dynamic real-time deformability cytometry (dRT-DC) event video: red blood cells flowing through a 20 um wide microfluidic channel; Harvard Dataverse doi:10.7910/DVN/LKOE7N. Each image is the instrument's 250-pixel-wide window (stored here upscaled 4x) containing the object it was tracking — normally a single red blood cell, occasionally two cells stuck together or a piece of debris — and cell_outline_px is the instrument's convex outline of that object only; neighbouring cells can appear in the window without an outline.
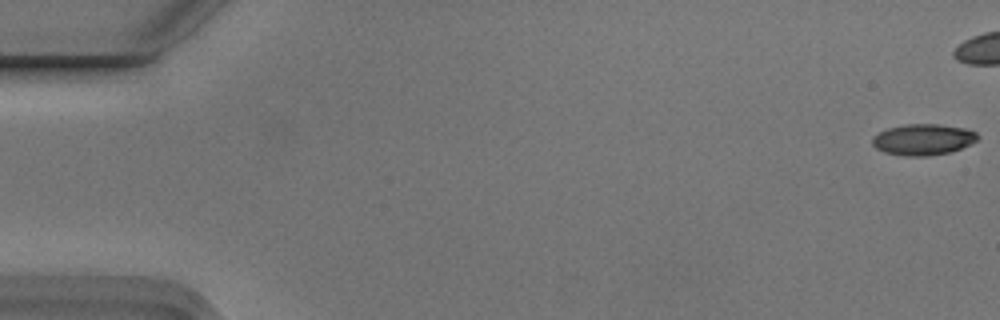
{"species": "Egyptian fruit bat (a non-hibernating species)", "species_latin": "Rousettus aegyptiacus", "temperature_condition": "cold", "stored_images_in_passage": 6, "camera_frame_rate_fps": 3000, "um_per_image_px": 0.085, "animal": {"sex": "male"}, "frame": {"image": 1, "passage_image": 1, "time_ms": 0.0, "image_size_px": [1000, 320], "cell_outline_px": [[980, 136], [972, 144], [952, 152], [928, 156], [904, 156], [884, 152], [876, 148], [872, 144], [872, 136], [888, 128], [904, 124], [940, 124], [968, 128], [976, 132]], "centroid_in_image_um": [78.5, 11.86], "position_along_channel_um": 6.5, "area_um2": 19.42}}